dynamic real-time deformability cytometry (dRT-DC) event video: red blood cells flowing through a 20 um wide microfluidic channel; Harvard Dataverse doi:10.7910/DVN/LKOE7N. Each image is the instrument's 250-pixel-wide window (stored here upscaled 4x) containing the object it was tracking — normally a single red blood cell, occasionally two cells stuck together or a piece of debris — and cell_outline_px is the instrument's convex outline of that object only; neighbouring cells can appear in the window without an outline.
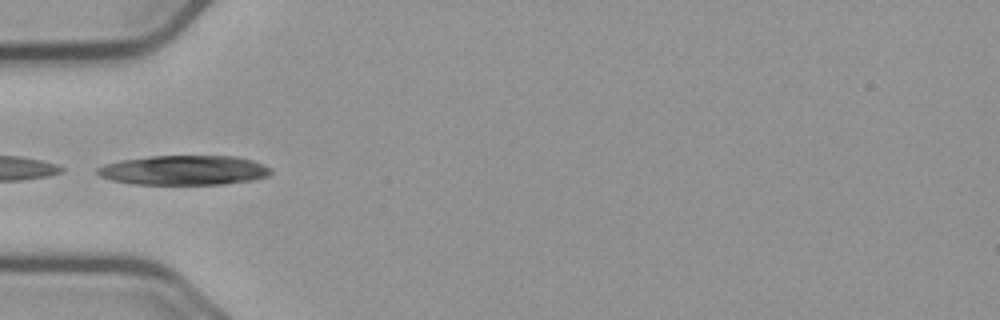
{"species": "common noctule bat (a hibernating species)", "species_latin": "Nyctalus noctula", "temperature_condition": "cold", "stored_images_in_passage": 14, "camera_frame_rate_fps": 3000, "um_per_image_px": 0.085, "animal": {"sex": "male", "body_mass_g": 23.1, "forearm_length_mm": 52.7}, "frame": {"image": 1, "passage_image": 1, "time_ms": 0.0, "image_size_px": [1000, 320], "cell_outline_px": [[272, 172], [268, 176], [252, 180], [224, 184], [136, 184], [112, 180], [100, 176], [96, 172], [96, 168], [104, 164], [120, 160], [152, 156], [236, 156], [252, 160], [268, 168]], "centroid_in_image_um": [15.61, 14.47], "position_along_channel_um": 69.4, "area_um2": 29.77}}